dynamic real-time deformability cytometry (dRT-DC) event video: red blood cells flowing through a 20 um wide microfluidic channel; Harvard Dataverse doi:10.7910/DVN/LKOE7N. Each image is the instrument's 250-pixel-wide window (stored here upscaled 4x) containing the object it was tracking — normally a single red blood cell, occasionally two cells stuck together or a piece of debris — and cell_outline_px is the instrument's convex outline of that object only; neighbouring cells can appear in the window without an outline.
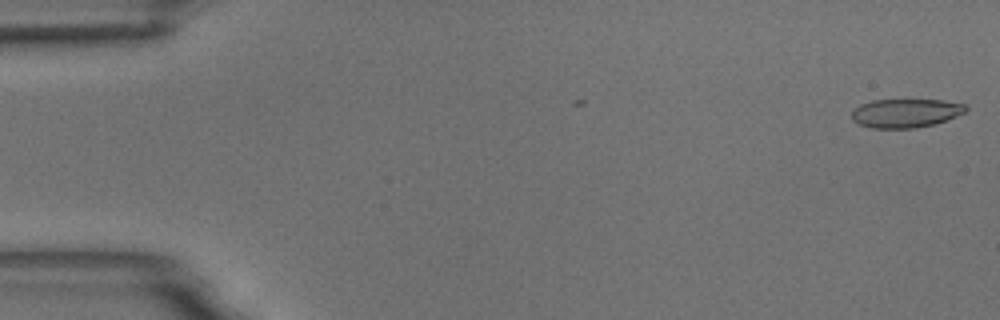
{"species": "common noctule bat (a hibernating species)", "species_latin": "Nyctalus noctula", "temperature_condition": "room temperature", "stored_images_in_passage": 5, "camera_frame_rate_fps": 3000, "um_per_image_px": 0.085, "animal": {"sex": "male", "body_mass_g": 18.8}, "frame": {"image": 1, "passage_image": 1, "time_ms": 0.0, "image_size_px": [1000, 320], "cell_outline_px": [[968, 108], [964, 112], [956, 116], [932, 124], [916, 128], [872, 128], [860, 124], [852, 120], [852, 112], [860, 104], [872, 100], [944, 100], [964, 104]], "centroid_in_image_um": [76.96, 9.61], "position_along_channel_um": 8.0, "area_um2": 18.9}}